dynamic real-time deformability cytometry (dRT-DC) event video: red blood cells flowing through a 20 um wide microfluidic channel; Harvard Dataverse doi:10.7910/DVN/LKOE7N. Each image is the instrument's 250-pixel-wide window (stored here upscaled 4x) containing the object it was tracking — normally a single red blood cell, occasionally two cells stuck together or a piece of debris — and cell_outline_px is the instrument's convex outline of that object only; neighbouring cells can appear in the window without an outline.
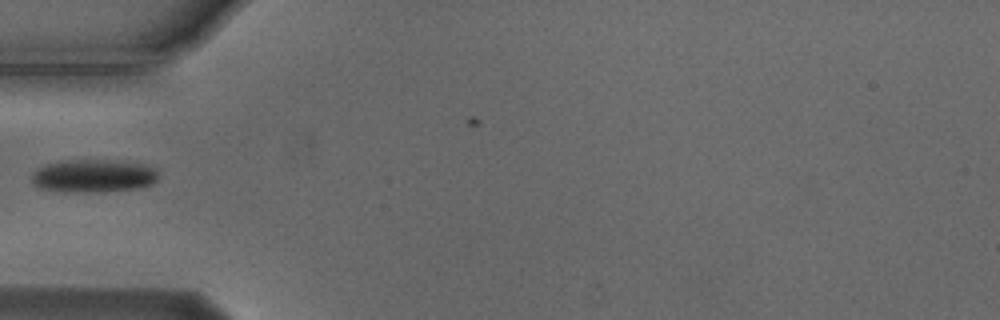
{"species": "Egyptian fruit bat (a non-hibernating species)", "species_latin": "Rousettus aegyptiacus", "temperature_condition": "cold", "stored_images_in_passage": 7, "camera_frame_rate_fps": 3000, "um_per_image_px": 0.085, "animal": {"sex": "male"}, "frame": {"image": 1, "passage_image": 1, "time_ms": 0.0, "image_size_px": [1000, 320], "cell_outline_px": [[156, 180], [152, 184], [136, 188], [104, 192], [64, 192], [40, 188], [32, 184], [32, 172], [36, 168], [60, 160], [112, 160], [148, 164], [156, 168]], "centroid_in_image_um": [7.92, 14.95], "position_along_channel_um": 77.1, "area_um2": 24.68}}